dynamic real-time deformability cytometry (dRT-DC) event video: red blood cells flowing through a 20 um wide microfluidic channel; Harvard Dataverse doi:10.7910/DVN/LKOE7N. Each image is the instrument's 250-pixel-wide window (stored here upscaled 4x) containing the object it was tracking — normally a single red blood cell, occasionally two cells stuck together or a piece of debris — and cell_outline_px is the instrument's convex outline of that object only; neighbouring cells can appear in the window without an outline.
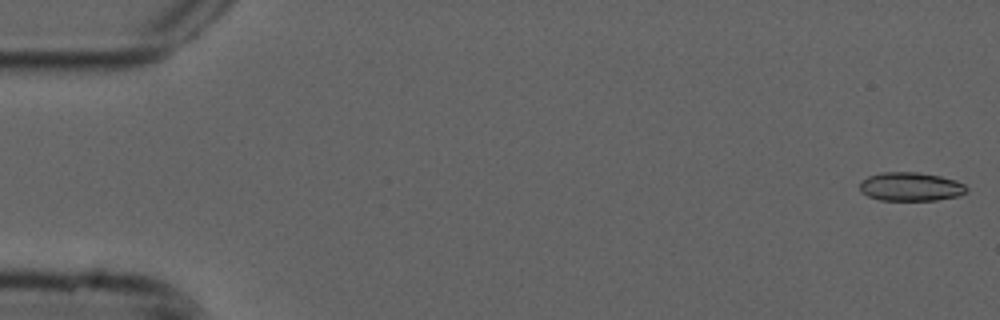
{"species": "common noctule bat (a hibernating species)", "species_latin": "Nyctalus noctula", "temperature_condition": "cold", "stored_images_in_passage": 53, "camera_frame_rate_fps": 3000, "um_per_image_px": 0.085, "animal": {"sex": "male", "forearm_length_mm": 52.5}, "frame": {"image": 1, "passage_image": 1, "time_ms": 0.0, "image_size_px": [1000, 320], "cell_outline_px": [[968, 188], [960, 196], [936, 200], [880, 200], [868, 196], [860, 192], [860, 184], [868, 176], [880, 172], [916, 172], [940, 176], [956, 180], [964, 184]], "centroid_in_image_um": [77.41, 15.87], "position_along_channel_um": 7.6, "area_um2": 17.86}}
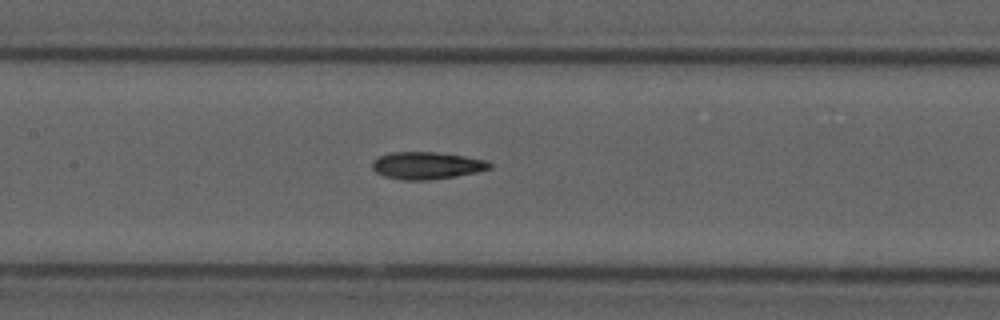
{"frame": {"image": 2, "passage_image": 25, "time_ms": 8.0, "image_size_px": [1000, 320], "cell_outline_px": [[492, 168], [476, 172], [456, 176], [428, 180], [404, 180], [384, 176], [376, 172], [372, 168], [372, 160], [380, 156], [392, 152], [436, 152], [464, 156], [484, 160], [492, 164]], "centroid_in_image_um": [36.26, 14.07], "position_along_channel_um": 171.1, "area_um2": 18.55}}
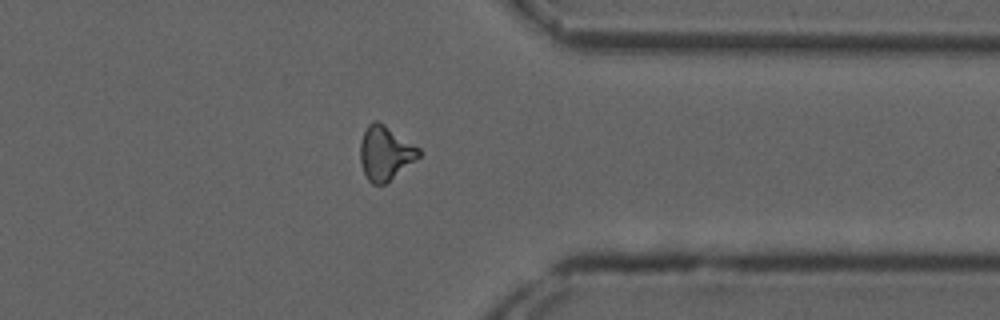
{"frame": {"image": 3, "passage_image": 42, "time_ms": 13.667, "image_size_px": [1000, 320], "cell_outline_px": [[420, 156], [384, 184], [372, 184], [368, 180], [364, 172], [360, 160], [360, 144], [364, 132], [368, 124], [372, 120], [376, 120], [384, 124], [420, 148]], "centroid_in_image_um": [32.73, 12.99], "position_along_channel_um": 378.7, "area_um2": 18.21}, "authors_computed_cell_mechanics": {"area_um2": 18.1492, "velocity_mm_per_s": 3.7989, "shape_relaxation_time_tau1_ms": 5.7302, "shape_relaxation_time_tau2_ms": 5.1256, "deformation_change_tau1": 0.1604, "deformation_change_tau2": 0.1444}}